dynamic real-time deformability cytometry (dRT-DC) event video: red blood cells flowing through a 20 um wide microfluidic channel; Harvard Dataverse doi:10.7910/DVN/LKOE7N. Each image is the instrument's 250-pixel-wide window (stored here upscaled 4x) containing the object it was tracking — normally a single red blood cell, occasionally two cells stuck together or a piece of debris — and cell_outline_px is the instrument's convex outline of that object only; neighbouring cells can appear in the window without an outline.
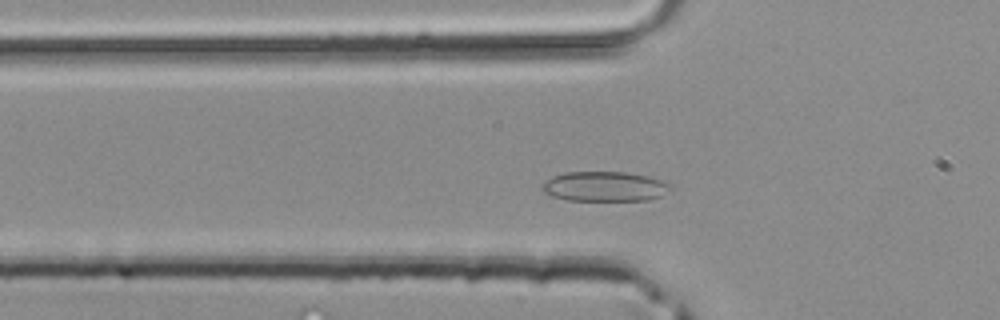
{"species": "common noctule bat (a hibernating species)", "species_latin": "Nyctalus noctula", "temperature_condition": "room temperature", "stored_images_in_passage": 38, "camera_frame_rate_fps": 3000, "um_per_image_px": 0.085, "animal": {"sex": "male", "body_mass_g": 20.4}, "frame": {"image": 1, "passage_image": 8, "time_ms": 2.333, "image_size_px": [1000, 320], "cell_outline_px": [[672, 188], [660, 196], [648, 200], [568, 200], [552, 196], [544, 192], [540, 188], [540, 184], [552, 176], [564, 172], [628, 172], [648, 176], [660, 180], [668, 184]], "centroid_in_image_um": [51.34, 15.84], "position_along_channel_um": 74.5, "area_um2": 22.31}}
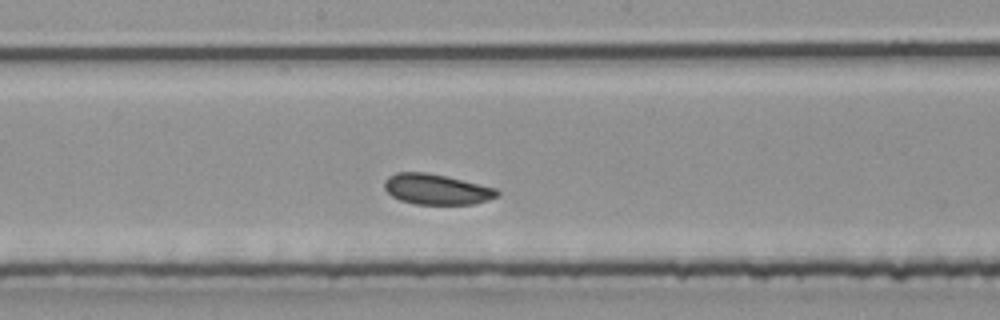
{"frame": {"image": 2, "passage_image": 17, "time_ms": 5.333, "image_size_px": [1000, 320], "cell_outline_px": [[500, 196], [488, 200], [472, 204], [416, 204], [400, 200], [392, 196], [384, 188], [384, 180], [388, 176], [396, 172], [428, 172], [496, 188], [500, 192]], "centroid_in_image_um": [37.1, 16.08], "position_along_channel_um": 211.1, "area_um2": 20.06}}
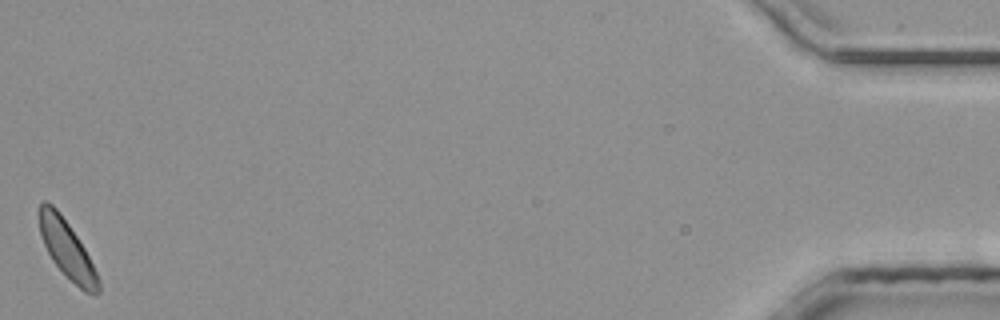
{"frame": {"image": 3, "passage_image": 38, "time_ms": 12.333, "image_size_px": [1000, 320], "cell_outline_px": [[100, 292], [96, 296], [84, 292], [52, 260], [40, 236], [40, 204], [44, 200], [52, 204], [60, 212], [84, 248], [100, 280]], "centroid_in_image_um": [5.71, 21.21], "position_along_channel_um": 429.5, "area_um2": 19.36}}